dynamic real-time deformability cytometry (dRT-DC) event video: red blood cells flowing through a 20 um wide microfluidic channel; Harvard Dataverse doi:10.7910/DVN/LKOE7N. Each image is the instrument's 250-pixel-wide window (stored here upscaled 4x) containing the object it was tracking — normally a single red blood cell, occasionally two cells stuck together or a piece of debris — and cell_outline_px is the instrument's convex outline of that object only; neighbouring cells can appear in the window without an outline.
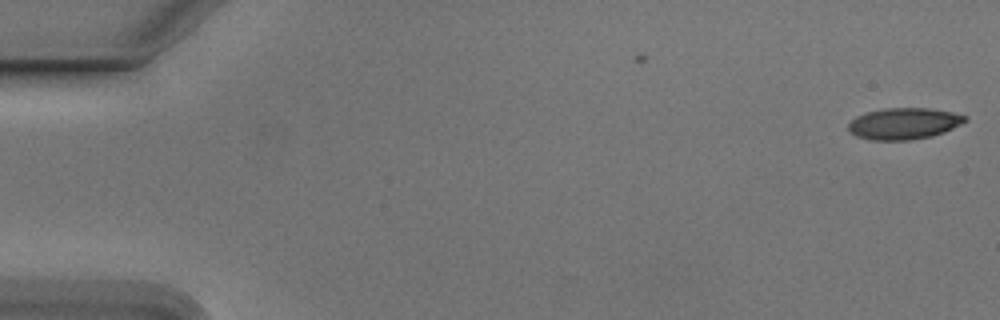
{"species": "Egyptian fruit bat (a non-hibernating species)", "species_latin": "Rousettus aegyptiacus", "temperature_condition": "cold", "stored_images_in_passage": 6, "camera_frame_rate_fps": 3000, "um_per_image_px": 0.085, "animal": {"sex": "male"}, "frame": {"image": 1, "passage_image": 6, "time_ms": 1.667, "image_size_px": [1000, 320], "cell_outline_px": [[968, 120], [944, 132], [932, 136], [908, 140], [868, 140], [856, 136], [848, 132], [848, 124], [856, 116], [868, 112], [884, 108], [928, 108], [952, 112], [968, 116]], "centroid_in_image_um": [76.82, 10.51], "position_along_channel_um": 8.2, "area_um2": 21.44}}